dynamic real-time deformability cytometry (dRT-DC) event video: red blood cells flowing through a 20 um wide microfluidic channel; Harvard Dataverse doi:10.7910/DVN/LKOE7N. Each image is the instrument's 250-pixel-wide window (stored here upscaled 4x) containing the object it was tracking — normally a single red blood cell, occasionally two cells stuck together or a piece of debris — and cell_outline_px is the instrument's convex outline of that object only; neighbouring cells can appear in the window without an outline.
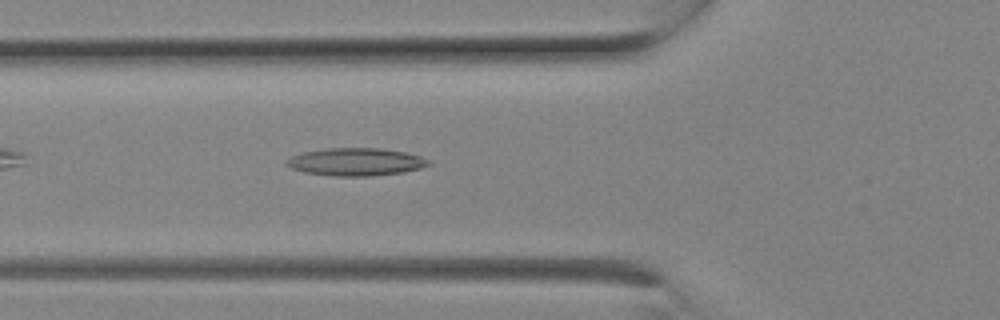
{"species": "Egyptian fruit bat (a non-hibernating species)", "species_latin": "Rousettus aegyptiacus", "temperature_condition": "room temperature", "stored_images_in_passage": 8, "camera_frame_rate_fps": 3000, "um_per_image_px": 0.085, "animal": {"sex": "female"}, "frame": {"image": 1, "passage_image": 8, "time_ms": 2.333, "image_size_px": [1000, 320], "cell_outline_px": [[432, 164], [420, 168], [404, 172], [372, 176], [332, 176], [304, 172], [292, 168], [284, 164], [284, 160], [292, 156], [304, 152], [324, 148], [380, 148], [404, 152], [420, 156], [428, 160]], "centroid_in_image_um": [30.22, 13.76], "position_along_channel_um": 95.6, "area_um2": 23.0}}